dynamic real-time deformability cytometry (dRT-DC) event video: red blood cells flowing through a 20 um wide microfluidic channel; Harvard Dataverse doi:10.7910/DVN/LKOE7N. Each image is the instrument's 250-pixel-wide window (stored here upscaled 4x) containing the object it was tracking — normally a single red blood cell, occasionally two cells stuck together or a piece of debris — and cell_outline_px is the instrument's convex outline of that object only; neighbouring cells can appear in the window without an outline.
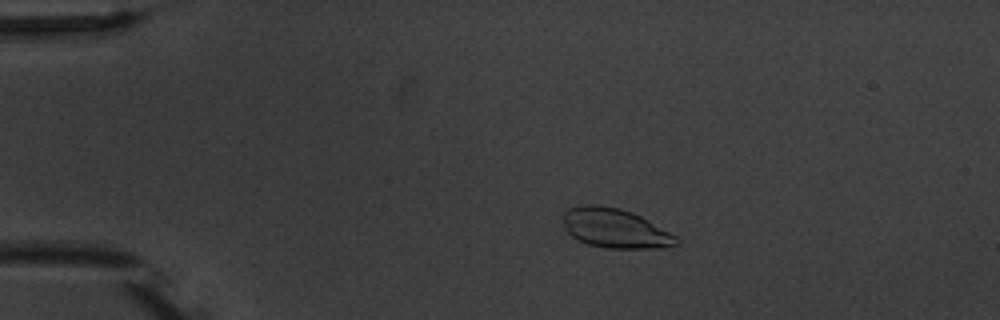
{"species": "common noctule bat (a hibernating species)", "species_latin": "Nyctalus noctula", "temperature_condition": "warm", "stored_images_in_passage": 2, "camera_frame_rate_fps": 3000, "um_per_image_px": 0.085, "animal": {"sex": "male", "body_mass_g": 20.1, "forearm_length_mm": 53.5}, "frame": {"image": 1, "passage_image": 1, "time_ms": 0.0, "image_size_px": [1000, 320], "cell_outline_px": [[680, 244], [660, 248], [608, 248], [588, 244], [572, 236], [568, 232], [564, 224], [564, 212], [568, 208], [584, 204], [600, 204], [620, 208], [632, 212], [648, 220], [676, 236], [680, 240]], "centroid_in_image_um": [52.3, 19.39], "position_along_channel_um": 32.7, "area_um2": 25.95}}